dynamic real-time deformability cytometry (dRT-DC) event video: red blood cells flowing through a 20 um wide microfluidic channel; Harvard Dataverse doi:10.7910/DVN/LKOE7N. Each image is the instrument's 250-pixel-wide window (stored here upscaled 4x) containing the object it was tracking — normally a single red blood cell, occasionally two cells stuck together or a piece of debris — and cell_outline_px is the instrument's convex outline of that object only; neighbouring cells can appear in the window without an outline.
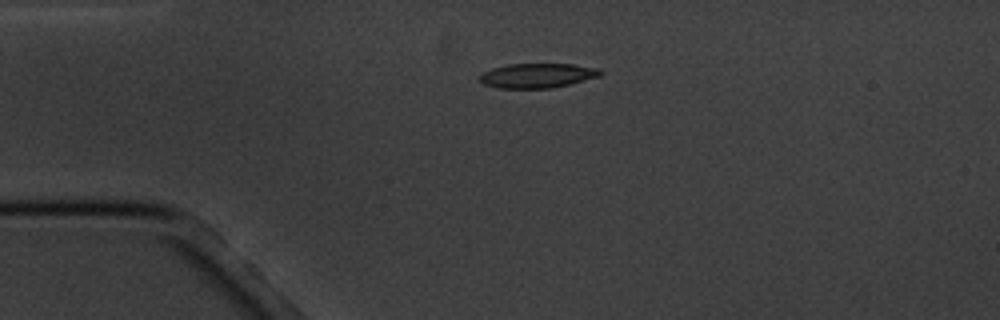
{"species": "common noctule bat (a hibernating species)", "species_latin": "Nyctalus noctula", "temperature_condition": "cold", "stored_images_in_passage": 2, "camera_frame_rate_fps": 3000, "um_per_image_px": 0.085, "animal": {"sex": "male", "body_mass_g": 20.1, "forearm_length_mm": 53.5}, "frame": {"image": 1, "passage_image": 1, "time_ms": 0.0, "image_size_px": [1000, 320], "cell_outline_px": [[604, 72], [600, 76], [552, 88], [496, 88], [484, 84], [476, 80], [484, 72], [492, 68], [508, 64], [572, 64], [600, 68]], "centroid_in_image_um": [45.66, 6.42], "position_along_channel_um": 39.3, "area_um2": 17.34}}